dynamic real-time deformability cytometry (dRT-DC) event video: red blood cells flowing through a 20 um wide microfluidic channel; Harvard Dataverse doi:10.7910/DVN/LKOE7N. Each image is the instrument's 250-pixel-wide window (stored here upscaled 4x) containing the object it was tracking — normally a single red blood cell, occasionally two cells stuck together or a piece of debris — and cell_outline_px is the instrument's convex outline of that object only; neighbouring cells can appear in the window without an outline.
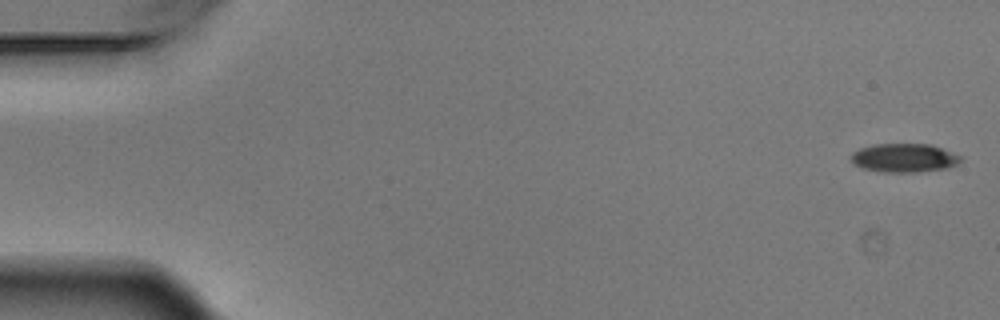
{"species": "Egyptian fruit bat (a non-hibernating species)", "species_latin": "Rousettus aegyptiacus", "temperature_condition": "warm", "stored_images_in_passage": 6, "camera_frame_rate_fps": 3000, "um_per_image_px": 0.085, "animal": {"sex": "male"}, "frame": {"image": 1, "passage_image": 1, "time_ms": 0.0, "image_size_px": [1000, 320], "cell_outline_px": [[964, 160], [948, 168], [916, 172], [884, 172], [864, 168], [856, 164], [852, 160], [852, 152], [860, 148], [872, 144], [932, 144], [964, 156]], "centroid_in_image_um": [76.94, 13.41], "position_along_channel_um": 8.1, "area_um2": 18.44}}
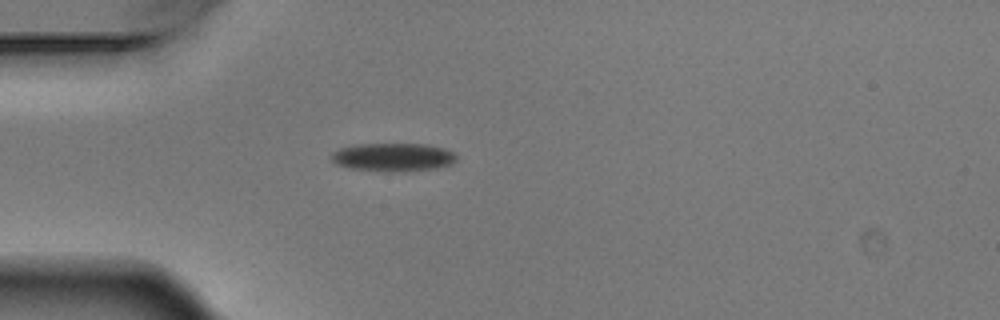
{"frame": {"image": 2, "passage_image": 5, "time_ms": 1.333, "image_size_px": [1000, 320], "cell_outline_px": [[456, 160], [452, 164], [436, 168], [352, 168], [336, 164], [332, 160], [332, 152], [340, 148], [352, 144], [428, 144], [444, 148], [456, 152]], "centroid_in_image_um": [33.44, 13.28], "position_along_channel_um": 51.6, "area_um2": 19.42}}